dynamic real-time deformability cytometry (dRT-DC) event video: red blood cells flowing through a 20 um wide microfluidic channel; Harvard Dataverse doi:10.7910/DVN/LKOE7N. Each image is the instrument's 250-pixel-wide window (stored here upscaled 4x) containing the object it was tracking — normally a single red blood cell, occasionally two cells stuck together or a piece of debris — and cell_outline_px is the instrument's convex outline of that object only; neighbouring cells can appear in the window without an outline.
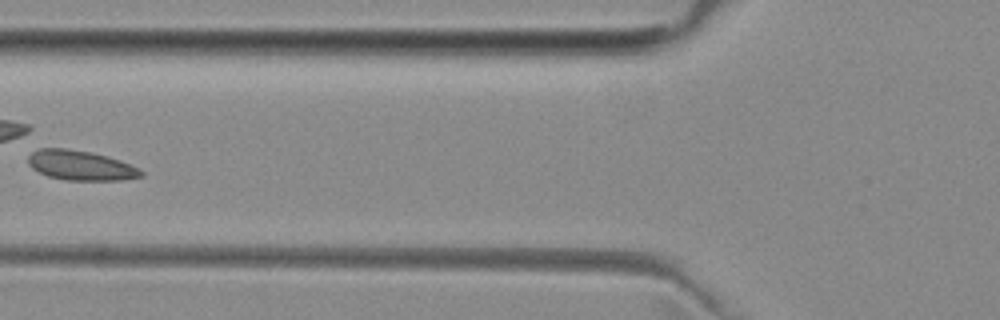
{"species": "common noctule bat (a hibernating species)", "species_latin": "Nyctalus noctula", "temperature_condition": "room temperature", "stored_images_in_passage": 6, "camera_frame_rate_fps": 3000, "um_per_image_px": 0.085, "animal": {"sex": "female", "body_mass_g": 29.2, "forearm_length_mm": 56.3}, "frame": {"image": 1, "passage_image": 6, "time_ms": 6.333, "image_size_px": [1000, 320], "cell_outline_px": [[144, 176], [120, 180], [64, 180], [48, 176], [32, 168], [28, 164], [28, 156], [32, 152], [40, 148], [64, 148], [92, 152], [120, 160], [140, 168], [144, 172]], "centroid_in_image_um": [6.87, 14.06], "position_along_channel_um": 118.9, "area_um2": 19.65}}